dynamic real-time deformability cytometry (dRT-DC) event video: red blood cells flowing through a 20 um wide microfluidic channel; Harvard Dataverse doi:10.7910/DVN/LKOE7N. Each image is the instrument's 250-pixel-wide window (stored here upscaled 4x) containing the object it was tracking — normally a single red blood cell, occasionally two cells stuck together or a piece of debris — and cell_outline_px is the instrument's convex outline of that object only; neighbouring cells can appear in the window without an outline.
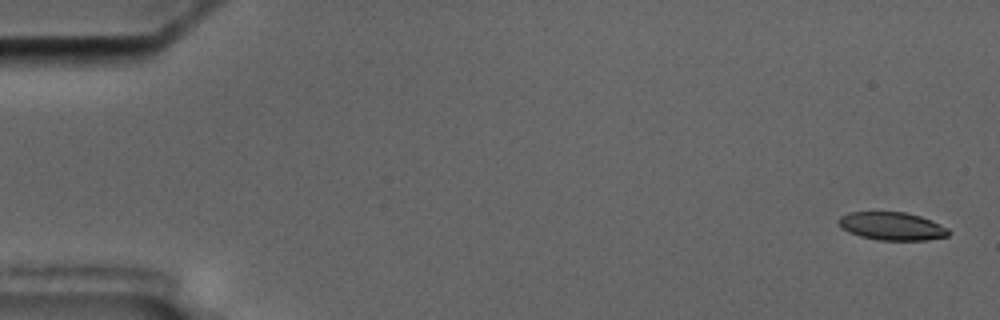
{"species": "common noctule bat (a hibernating species)", "species_latin": "Nyctalus noctula", "temperature_condition": "cold", "stored_images_in_passage": 6, "camera_frame_rate_fps": 3000, "um_per_image_px": 0.085, "animal": {"sex": "male", "body_mass_g": 17.5, "forearm_length_mm": 52.3}, "frame": {"image": 1, "passage_image": 1, "time_ms": 0.0, "image_size_px": [1000, 320], "cell_outline_px": [[952, 232], [948, 236], [928, 240], [880, 240], [860, 236], [848, 232], [840, 228], [836, 220], [840, 216], [848, 212], [904, 212], [920, 216], [940, 224], [948, 228]], "centroid_in_image_um": [75.79, 19.22], "position_along_channel_um": 9.2, "area_um2": 18.15}}